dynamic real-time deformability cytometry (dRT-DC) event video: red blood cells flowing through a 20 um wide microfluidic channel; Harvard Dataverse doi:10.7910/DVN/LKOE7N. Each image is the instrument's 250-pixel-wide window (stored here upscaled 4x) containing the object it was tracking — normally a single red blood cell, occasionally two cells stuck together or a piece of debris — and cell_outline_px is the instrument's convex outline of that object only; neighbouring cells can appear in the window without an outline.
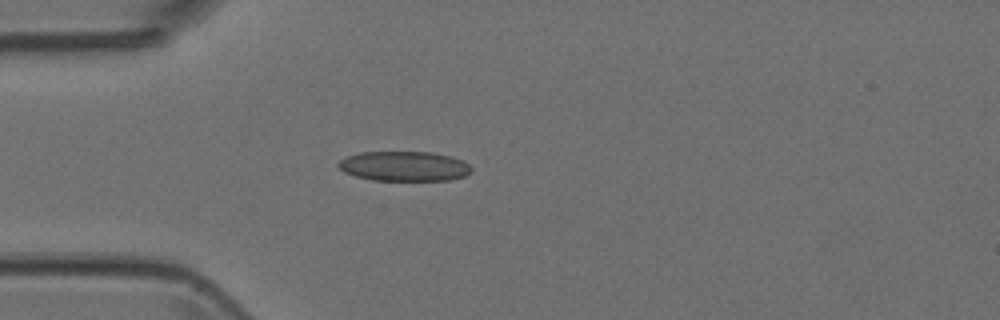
{"species": "Egyptian fruit bat (a non-hibernating species)", "species_latin": "Rousettus aegyptiacus", "temperature_condition": "room temperature", "stored_images_in_passage": 4, "camera_frame_rate_fps": 3000, "um_per_image_px": 0.085, "animal": {"sex": "female"}, "frame": {"image": 1, "passage_image": 4, "time_ms": 1.0, "image_size_px": [1000, 320], "cell_outline_px": [[472, 172], [464, 176], [448, 180], [372, 180], [356, 176], [344, 172], [336, 164], [344, 156], [360, 152], [432, 152], [452, 156], [468, 164], [472, 168]], "centroid_in_image_um": [34.34, 14.12], "position_along_channel_um": 50.7, "area_um2": 23.18}}